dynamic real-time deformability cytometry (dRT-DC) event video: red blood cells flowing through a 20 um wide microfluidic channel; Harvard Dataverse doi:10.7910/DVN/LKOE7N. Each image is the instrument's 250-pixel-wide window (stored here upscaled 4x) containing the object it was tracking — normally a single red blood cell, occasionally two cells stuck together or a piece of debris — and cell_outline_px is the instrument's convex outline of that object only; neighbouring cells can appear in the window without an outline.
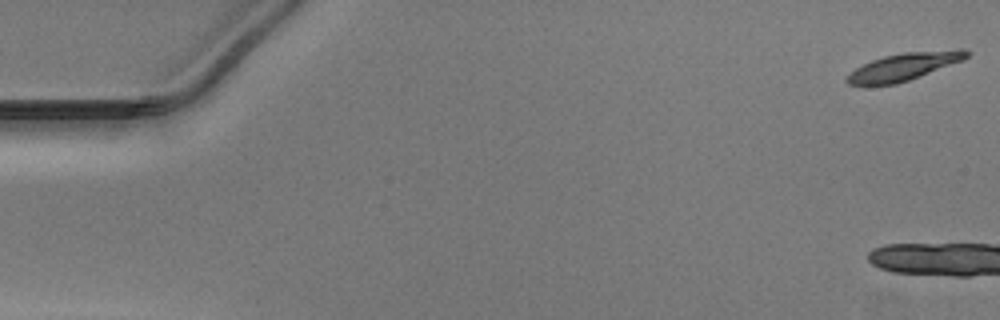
{"species": "Egyptian fruit bat (a non-hibernating species)", "species_latin": "Rousettus aegyptiacus", "temperature_condition": "warm", "stored_images_in_passage": 10, "camera_frame_rate_fps": 3000, "um_per_image_px": 0.085, "animal": {"sex": "male"}, "frame": {"image": 1, "passage_image": 1, "time_ms": 0.0, "image_size_px": [1000, 320], "cell_outline_px": [[968, 56], [964, 60], [908, 80], [896, 84], [848, 84], [844, 80], [856, 68], [872, 60], [884, 56], [904, 52], [960, 48], [964, 48], [968, 52]], "centroid_in_image_um": [76.9, 5.63], "position_along_channel_um": 8.1, "area_um2": 18.9}}